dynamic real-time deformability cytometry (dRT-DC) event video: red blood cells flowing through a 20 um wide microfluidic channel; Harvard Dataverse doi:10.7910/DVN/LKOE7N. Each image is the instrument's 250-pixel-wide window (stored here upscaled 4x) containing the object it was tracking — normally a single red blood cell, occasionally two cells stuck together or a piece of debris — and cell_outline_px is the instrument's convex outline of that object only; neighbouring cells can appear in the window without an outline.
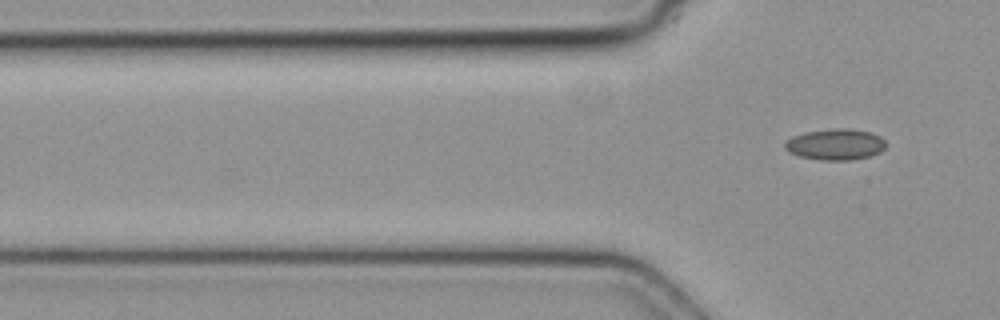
{"species": "common noctule bat (a hibernating species)", "species_latin": "Nyctalus noctula", "temperature_condition": "cold", "stored_images_in_passage": 6, "camera_frame_rate_fps": 3000, "um_per_image_px": 0.085, "animal": {"sex": "female", "body_mass_g": 19.3, "forearm_length_mm": 54.1}, "frame": {"image": 1, "passage_image": 6, "time_ms": 1.667, "image_size_px": [1000, 320], "cell_outline_px": [[888, 144], [880, 152], [868, 156], [852, 160], [820, 160], [800, 156], [788, 152], [784, 148], [784, 144], [792, 136], [804, 132], [832, 128], [848, 128], [872, 132], [880, 136]], "centroid_in_image_um": [71.02, 12.26], "position_along_channel_um": 54.8, "area_um2": 18.5}}